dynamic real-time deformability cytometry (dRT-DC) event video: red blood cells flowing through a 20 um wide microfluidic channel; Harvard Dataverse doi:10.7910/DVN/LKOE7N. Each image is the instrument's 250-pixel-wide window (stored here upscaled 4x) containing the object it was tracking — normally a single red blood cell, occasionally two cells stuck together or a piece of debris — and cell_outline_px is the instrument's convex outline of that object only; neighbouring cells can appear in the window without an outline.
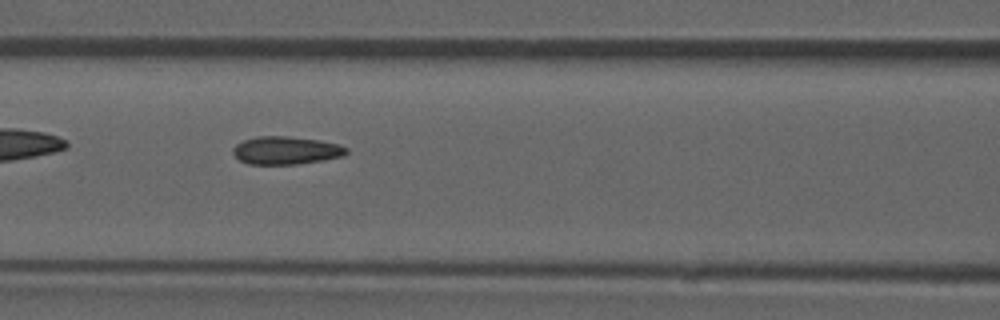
{"species": "common noctule bat (a hibernating species)", "species_latin": "Nyctalus noctula", "temperature_condition": "room temperature", "stored_images_in_passage": 36, "camera_frame_rate_fps": 3000, "um_per_image_px": 0.085, "animal": {"sex": "male", "forearm_length_mm": 52.5}, "frame": {"image": 1, "passage_image": 6, "time_ms": 1.667, "image_size_px": [1000, 320], "cell_outline_px": [[348, 152], [344, 156], [324, 160], [296, 164], [248, 164], [240, 160], [232, 152], [232, 148], [236, 144], [244, 140], [256, 136], [288, 136], [320, 140], [340, 144], [348, 148]], "centroid_in_image_um": [24.33, 12.78], "position_along_channel_um": 142.3, "area_um2": 18.61}}